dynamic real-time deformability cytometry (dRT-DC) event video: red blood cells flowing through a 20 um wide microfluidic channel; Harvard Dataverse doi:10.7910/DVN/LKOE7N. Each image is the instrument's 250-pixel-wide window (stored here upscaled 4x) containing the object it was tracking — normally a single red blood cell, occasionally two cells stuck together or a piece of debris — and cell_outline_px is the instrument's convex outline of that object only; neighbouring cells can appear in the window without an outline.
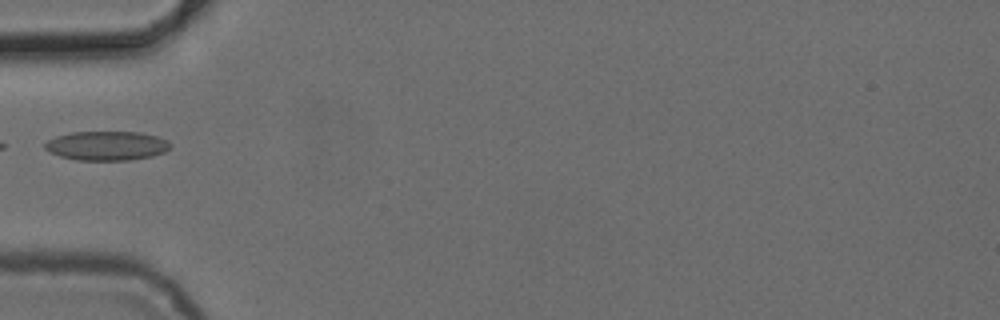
{"species": "common noctule bat (a hibernating species)", "species_latin": "Nyctalus noctula", "temperature_condition": "cold", "stored_images_in_passage": 6, "camera_frame_rate_fps": 3000, "um_per_image_px": 0.085, "animal": {"sex": "female", "body_mass_g": 24.6, "forearm_length_mm": 56.2}, "frame": {"image": 1, "passage_image": 5, "time_ms": 5.0, "image_size_px": [1000, 320], "cell_outline_px": [[172, 148], [164, 152], [152, 156], [128, 160], [76, 160], [60, 156], [44, 148], [44, 144], [48, 140], [56, 136], [72, 132], [140, 132], [156, 136], [168, 140], [172, 144]], "centroid_in_image_um": [9.11, 12.38], "position_along_channel_um": 75.9, "area_um2": 21.39}}
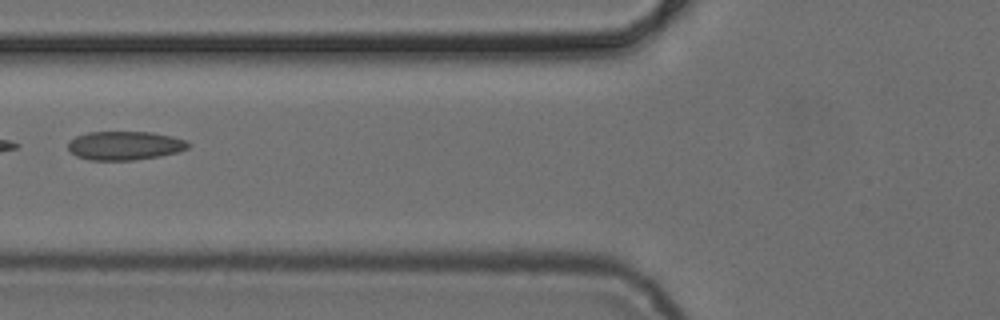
{"frame": {"image": 2, "passage_image": 6, "time_ms": 6.0, "image_size_px": [1000, 320], "cell_outline_px": [[192, 144], [188, 148], [176, 152], [160, 156], [132, 160], [88, 160], [76, 156], [68, 148], [68, 140], [76, 136], [88, 132], [152, 132], [172, 136], [188, 140]], "centroid_in_image_um": [10.62, 12.37], "position_along_channel_um": 115.2, "area_um2": 20.29}}